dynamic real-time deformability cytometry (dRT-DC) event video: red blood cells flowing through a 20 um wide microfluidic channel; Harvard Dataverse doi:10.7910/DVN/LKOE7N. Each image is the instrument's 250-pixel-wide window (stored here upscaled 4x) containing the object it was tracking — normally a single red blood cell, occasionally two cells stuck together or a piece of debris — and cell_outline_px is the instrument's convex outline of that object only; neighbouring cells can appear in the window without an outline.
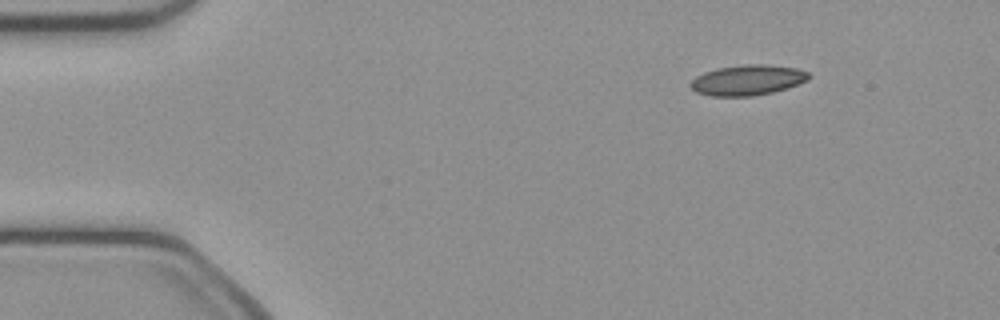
{"species": "common noctule bat (a hibernating species)", "species_latin": "Nyctalus noctula", "temperature_condition": "cold", "stored_images_in_passage": 44, "camera_frame_rate_fps": 3000, "um_per_image_px": 0.085, "animal": {"sex": "female", "body_mass_g": 21.9}, "frame": {"image": 1, "passage_image": 1, "time_ms": 0.0, "image_size_px": [1000, 320], "cell_outline_px": [[808, 80], [788, 88], [772, 92], [752, 96], [712, 96], [696, 92], [688, 84], [696, 76], [704, 72], [716, 68], [748, 64], [764, 64], [796, 68], [808, 72]], "centroid_in_image_um": [63.52, 6.81], "position_along_channel_um": 21.5, "area_um2": 20.87}}
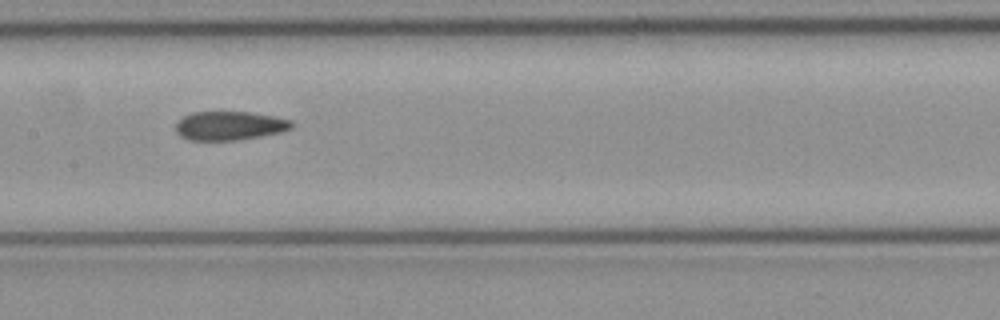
{"frame": {"image": 2, "passage_image": 19, "time_ms": 6.0, "image_size_px": [1000, 320], "cell_outline_px": [[292, 128], [280, 132], [240, 140], [188, 140], [180, 136], [176, 132], [176, 124], [184, 116], [192, 112], [252, 112], [292, 120]], "centroid_in_image_um": [19.5, 10.69], "position_along_channel_um": 187.9, "area_um2": 19.42}}
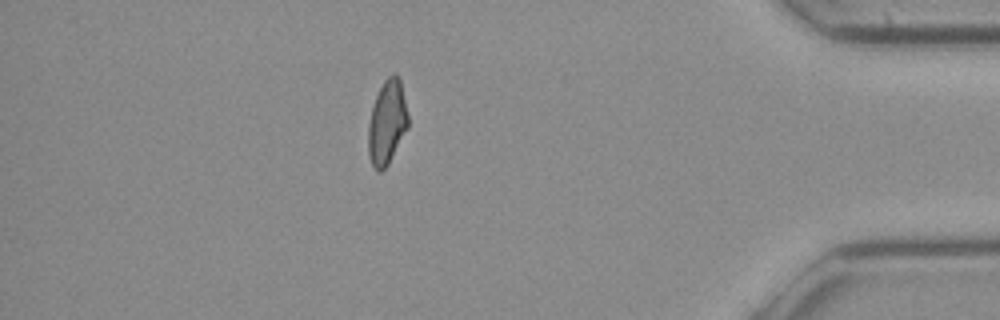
{"frame": {"image": 3, "passage_image": 38, "time_ms": 12.333, "image_size_px": [1000, 320], "cell_outline_px": [[408, 128], [388, 164], [380, 172], [372, 164], [368, 152], [368, 124], [372, 108], [376, 96], [384, 80], [392, 72], [396, 72], [400, 76], [408, 116]], "centroid_in_image_um": [32.91, 10.35], "position_along_channel_um": 402.3, "area_um2": 19.54}, "authors_computed_cell_mechanics": {"area_um2": 20.2011, "velocity_mm_per_s": 4.0952, "shape_relaxation_time_tau1_ms": null, "shape_relaxation_time_tau2_ms": 3.0912, "deformation_change_tau1": null, "deformation_change_tau2": 0.0829}}